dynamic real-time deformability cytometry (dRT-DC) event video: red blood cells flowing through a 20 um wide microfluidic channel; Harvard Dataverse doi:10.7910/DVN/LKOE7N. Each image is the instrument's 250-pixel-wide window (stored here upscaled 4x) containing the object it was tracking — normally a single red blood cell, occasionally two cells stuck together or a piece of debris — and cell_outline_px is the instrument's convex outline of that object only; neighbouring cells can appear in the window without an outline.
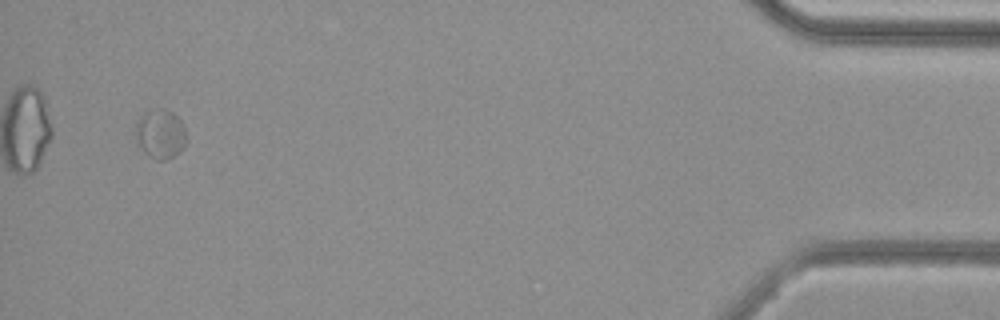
{"species": "common noctule bat (a hibernating species)", "species_latin": "Nyctalus noctula", "temperature_condition": "cold", "stored_images_in_passage": 38, "camera_frame_rate_fps": 3000, "um_per_image_px": 0.085, "animal": {"sex": "female", "body_mass_g": 29.2, "forearm_length_mm": 56.3}, "frame": {"image": 1, "passage_image": 36, "time_ms": 11.667, "image_size_px": [1000, 320], "cell_outline_px": [[184, 144], [180, 152], [168, 160], [156, 160], [144, 152], [136, 140], [136, 120], [144, 112], [156, 108], [164, 108], [172, 112], [184, 124]], "centroid_in_image_um": [13.61, 11.37], "position_along_channel_um": 421.6, "area_um2": 14.57}, "authors_computed_cell_mechanics": {"area_um2": 10.982, "velocity_mm_per_s": 3.7597, "shape_relaxation_time_tau1_ms": 1.4917, "shape_relaxation_time_tau2_ms": null, "deformation_change_tau1": null, "deformation_change_tau2": null}}